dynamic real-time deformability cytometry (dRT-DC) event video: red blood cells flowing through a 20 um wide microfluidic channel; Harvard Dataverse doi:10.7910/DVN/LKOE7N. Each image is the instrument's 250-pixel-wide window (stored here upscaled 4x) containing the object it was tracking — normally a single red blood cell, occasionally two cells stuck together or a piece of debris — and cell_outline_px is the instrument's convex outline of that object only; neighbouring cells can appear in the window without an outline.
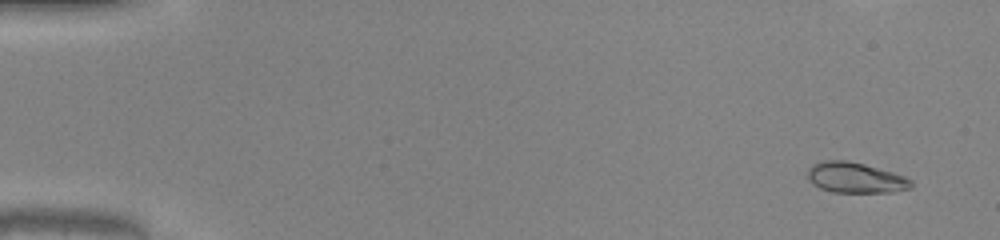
{"species": "common noctule bat (a hibernating species)", "species_latin": "Nyctalus noctula", "temperature_condition": "warm", "stored_images_in_passage": 51, "camera_frame_rate_fps": 3000, "um_per_image_px": 0.085, "animal": {"sex": "male", "body_mass_g": 20.0, "forearm_length_mm": 53.3}, "frame": {"image": 1, "passage_image": 3, "time_ms": 0.667, "image_size_px": [1000, 240], "cell_outline_px": [[912, 188], [896, 192], [832, 192], [820, 188], [812, 184], [808, 180], [808, 168], [812, 164], [824, 160], [848, 160], [864, 164], [892, 172], [904, 176], [912, 180]], "centroid_in_image_um": [72.7, 15.1], "position_along_channel_um": 12.3, "area_um2": 18.55}, "authors_computed_cell_mechanics": {"area_um2": 18.207, "velocity_mm_per_s": 4.115, "shape_relaxation_time_tau1_ms": 6.5834, "shape_relaxation_time_tau2_ms": 0.6611, "deformation_change_tau1": 0.2539, "deformation_change_tau2": 0.0533}}